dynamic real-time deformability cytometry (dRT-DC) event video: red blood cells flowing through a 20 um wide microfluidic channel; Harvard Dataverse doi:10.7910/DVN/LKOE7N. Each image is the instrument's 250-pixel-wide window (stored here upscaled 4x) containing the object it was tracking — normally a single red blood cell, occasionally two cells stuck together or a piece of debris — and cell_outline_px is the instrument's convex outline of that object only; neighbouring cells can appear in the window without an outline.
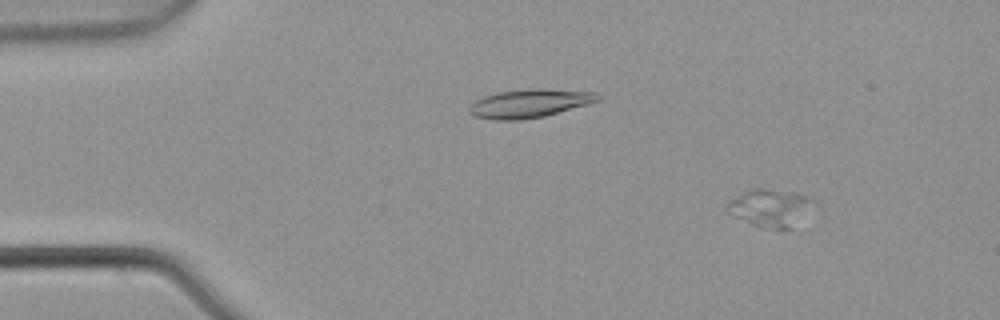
{"species": "common noctule bat (a hibernating species)", "species_latin": "Nyctalus noctula", "temperature_condition": "warm", "stored_images_in_passage": 5, "camera_frame_rate_fps": 3000, "um_per_image_px": 0.085, "animal": {"sex": "male", "body_mass_g": 21.5, "forearm_length_mm": 52.0}, "frame": {"image": 1, "passage_image": 2, "time_ms": 0.333, "image_size_px": [1000, 320], "cell_outline_px": [[804, 200], [788, 228], [772, 228], [752, 224], [732, 216], [724, 208], [728, 200], [752, 188], [764, 188], [796, 192], [804, 196]], "centroid_in_image_um": [65.1, 17.6], "position_along_channel_um": 19.9, "area_um2": 16.82}}
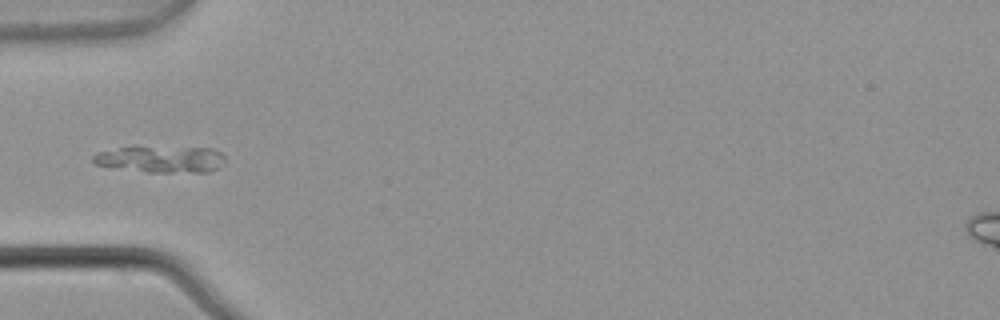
{"frame": {"image": 2, "passage_image": 5, "time_ms": 1.333, "image_size_px": [1000, 320], "cell_outline_px": [[224, 160], [216, 168], [208, 172], [148, 172], [112, 168], [96, 164], [92, 160], [92, 156], [100, 152], [120, 148], [212, 148], [220, 152], [224, 156]], "centroid_in_image_um": [13.68, 13.56], "position_along_channel_um": 71.3, "area_um2": 19.88}}